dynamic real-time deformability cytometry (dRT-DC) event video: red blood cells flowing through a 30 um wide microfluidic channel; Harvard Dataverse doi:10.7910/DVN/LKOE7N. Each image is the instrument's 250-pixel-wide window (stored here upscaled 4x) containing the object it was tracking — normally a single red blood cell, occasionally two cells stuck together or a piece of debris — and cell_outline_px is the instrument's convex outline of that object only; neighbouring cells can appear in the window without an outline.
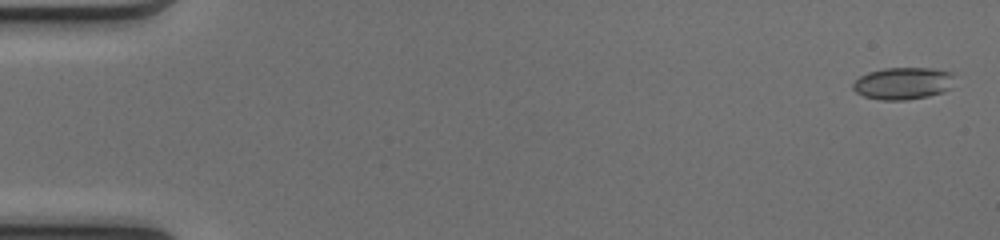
{"species": "common noctule bat (a hibernating species)", "species_latin": "Nyctalus noctula", "temperature_condition": "cold", "stored_images_in_passage": 46, "camera_frame_rate_fps": 3000, "um_per_image_px": 0.085, "animal": {"sex": "female", "body_mass_g": 17.0, "forearm_length_mm": 48.0}, "frame": {"image": 1, "passage_image": 1, "time_ms": 0.0, "image_size_px": [1000, 240], "cell_outline_px": [[952, 88], [944, 92], [928, 96], [908, 100], [880, 100], [864, 96], [856, 92], [852, 88], [852, 84], [860, 76], [868, 72], [884, 68], [932, 68], [952, 72]], "centroid_in_image_um": [76.76, 7.09], "position_along_channel_um": 8.2, "area_um2": 19.13}}
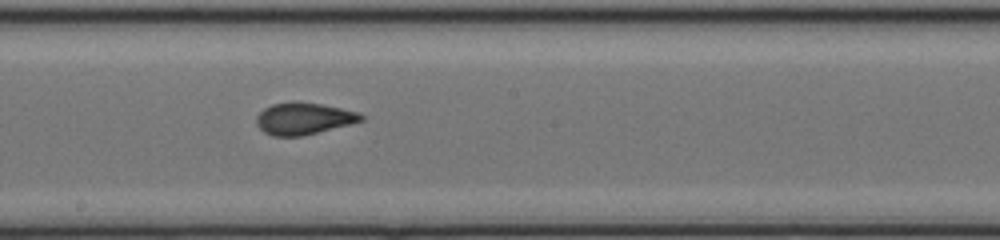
{"frame": {"image": 2, "passage_image": 28, "time_ms": 9.0, "image_size_px": [1000, 240], "cell_outline_px": [[364, 120], [304, 136], [272, 136], [264, 132], [256, 124], [256, 116], [264, 108], [272, 104], [320, 104], [340, 108], [356, 112], [364, 116]], "centroid_in_image_um": [25.79, 10.12], "position_along_channel_um": 222.4, "area_um2": 18.79}}
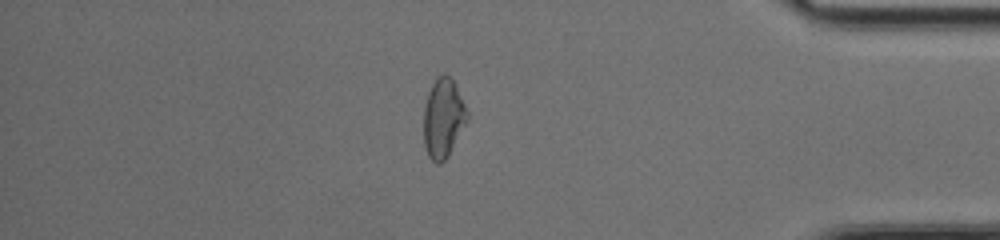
{"frame": {"image": 3, "passage_image": 43, "time_ms": 14.0, "image_size_px": [1000, 240], "cell_outline_px": [[468, 120], [448, 156], [440, 164], [436, 164], [428, 156], [424, 144], [424, 108], [428, 92], [436, 76], [444, 72], [452, 80], [468, 112]], "centroid_in_image_um": [37.66, 10.05], "position_along_channel_um": 397.5, "area_um2": 20.0}, "authors_computed_cell_mechanics": {"area_um2": 19.2474, "velocity_mm_per_s": 4.141, "shape_relaxation_time_tau1_ms": null, "shape_relaxation_time_tau2_ms": 1.2358, "deformation_change_tau1": null, "deformation_change_tau2": 0.0467}}